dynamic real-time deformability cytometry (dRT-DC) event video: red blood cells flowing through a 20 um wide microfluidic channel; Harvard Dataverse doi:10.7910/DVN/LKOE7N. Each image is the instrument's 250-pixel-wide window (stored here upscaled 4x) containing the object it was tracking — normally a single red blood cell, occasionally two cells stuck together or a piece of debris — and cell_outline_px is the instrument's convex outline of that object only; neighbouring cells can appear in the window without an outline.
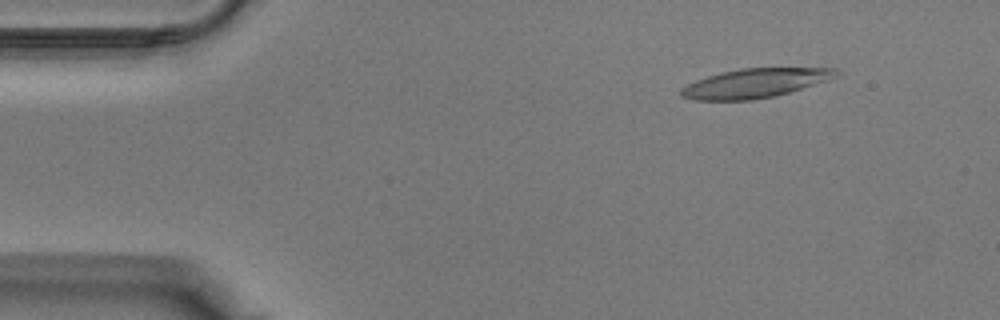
{"species": "Egyptian fruit bat (a non-hibernating species)", "species_latin": "Rousettus aegyptiacus", "temperature_condition": "warm", "stored_images_in_passage": 39, "camera_frame_rate_fps": 3000, "um_per_image_px": 0.085, "animal": {"sex": "male"}, "frame": {"image": 1, "passage_image": 5, "time_ms": 1.333, "image_size_px": [1000, 320], "cell_outline_px": [[836, 76], [828, 80], [788, 92], [772, 96], [752, 100], [692, 100], [680, 96], [680, 88], [696, 80], [708, 76], [740, 68], [836, 68]], "centroid_in_image_um": [64.11, 7.07], "position_along_channel_um": 20.9, "area_um2": 25.95}}
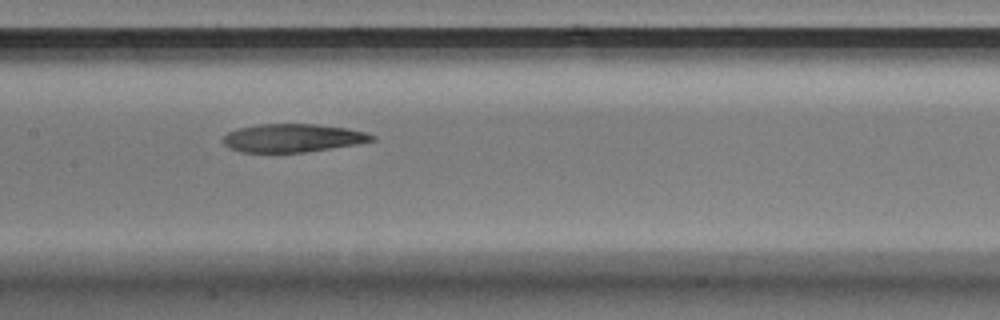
{"frame": {"image": 2, "passage_image": 19, "time_ms": 6.0, "image_size_px": [1000, 320], "cell_outline_px": [[376, 140], [356, 144], [304, 152], [240, 152], [228, 148], [224, 144], [224, 136], [228, 132], [240, 128], [260, 124], [316, 124], [348, 128], [364, 132], [376, 136]], "centroid_in_image_um": [24.89, 11.73], "position_along_channel_um": 182.5, "area_um2": 24.33}}
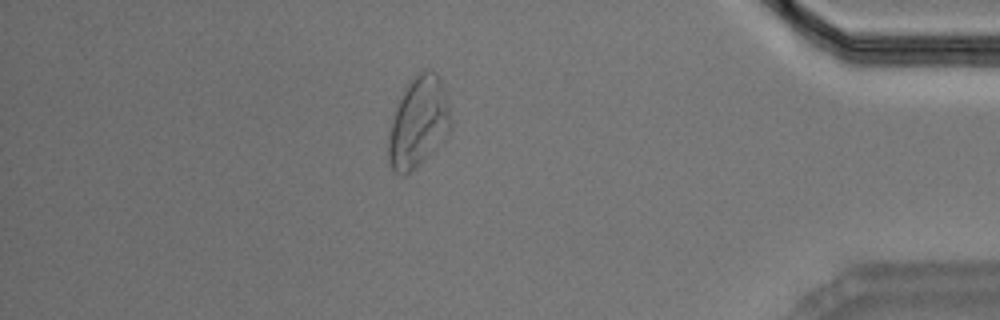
{"frame": {"image": 3, "passage_image": 34, "time_ms": 11.0, "image_size_px": [1000, 320], "cell_outline_px": [[452, 128], [444, 140], [416, 168], [404, 176], [400, 176], [392, 168], [388, 160], [388, 136], [392, 120], [396, 108], [408, 80], [420, 72], [428, 68], [436, 72], [440, 76], [448, 104], [452, 120]], "centroid_in_image_um": [35.58, 10.4], "position_along_channel_um": 399.6, "area_um2": 33.18}}